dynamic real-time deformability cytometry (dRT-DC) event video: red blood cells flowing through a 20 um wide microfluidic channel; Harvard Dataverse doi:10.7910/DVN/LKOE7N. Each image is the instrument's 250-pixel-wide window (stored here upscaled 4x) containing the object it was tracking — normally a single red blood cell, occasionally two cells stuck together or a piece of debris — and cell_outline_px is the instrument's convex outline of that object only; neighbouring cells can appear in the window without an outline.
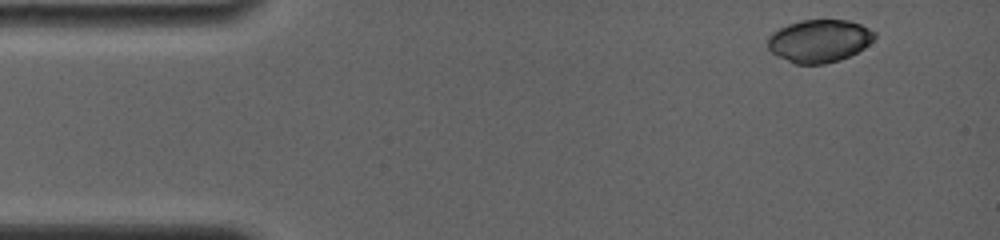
{"species": "common noctule bat (a hibernating species)", "species_latin": "Nyctalus noctula", "temperature_condition": "room temperature", "stored_images_in_passage": 6, "camera_frame_rate_fps": 4000, "um_per_image_px": 0.085, "animal": {"sex": "female", "body_mass_g": 19.0, "forearm_length_mm": 56.7}, "frame": {"image": 1, "passage_image": 1, "time_ms": 0.0, "image_size_px": [1000, 240], "cell_outline_px": [[876, 36], [864, 48], [840, 60], [824, 64], [796, 64], [776, 56], [768, 48], [768, 36], [772, 32], [788, 24], [800, 20], [848, 20], [860, 24], [876, 32]], "centroid_in_image_um": [69.62, 3.47], "position_along_channel_um": 15.4, "area_um2": 26.59}}
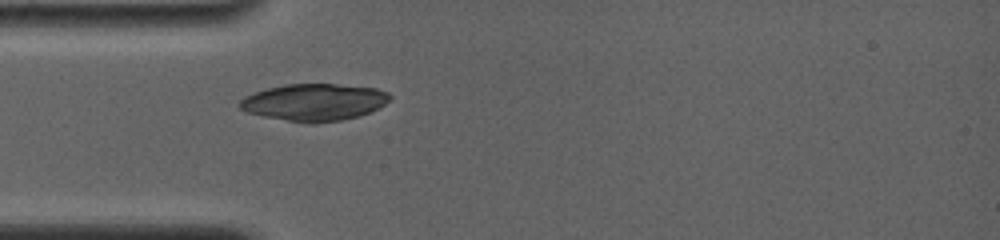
{"frame": {"image": 2, "passage_image": 6, "time_ms": 3.5, "image_size_px": [1000, 240], "cell_outline_px": [[392, 96], [384, 104], [372, 112], [360, 116], [340, 120], [312, 124], [308, 124], [264, 116], [248, 112], [240, 108], [236, 104], [244, 96], [268, 88], [284, 84], [336, 84], [376, 88], [388, 92]], "centroid_in_image_um": [26.71, 8.69], "position_along_channel_um": 58.3, "area_um2": 32.48}}